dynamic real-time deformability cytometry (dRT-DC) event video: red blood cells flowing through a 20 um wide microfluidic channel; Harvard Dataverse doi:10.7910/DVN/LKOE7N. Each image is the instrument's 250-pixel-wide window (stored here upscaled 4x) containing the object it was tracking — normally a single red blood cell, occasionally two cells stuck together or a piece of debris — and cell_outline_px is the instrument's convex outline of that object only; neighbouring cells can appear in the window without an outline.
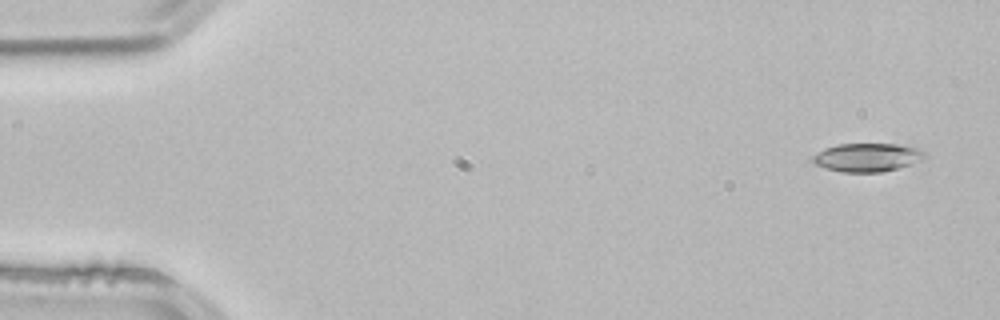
{"species": "common noctule bat (a hibernating species)", "species_latin": "Nyctalus noctula", "temperature_condition": "room temperature", "stored_images_in_passage": 3, "camera_frame_rate_fps": 3000, "um_per_image_px": 0.085, "animal": {"sex": "male", "body_mass_g": 21.5, "forearm_length_mm": 52.0}, "frame": {"image": 1, "passage_image": 1, "time_ms": 0.0, "image_size_px": [1000, 320], "cell_outline_px": [[924, 160], [896, 168], [880, 172], [840, 172], [816, 164], [812, 160], [812, 156], [816, 152], [824, 148], [836, 144], [896, 144], [920, 148], [924, 152]], "centroid_in_image_um": [73.71, 13.36], "position_along_channel_um": 11.3, "area_um2": 18.5}}
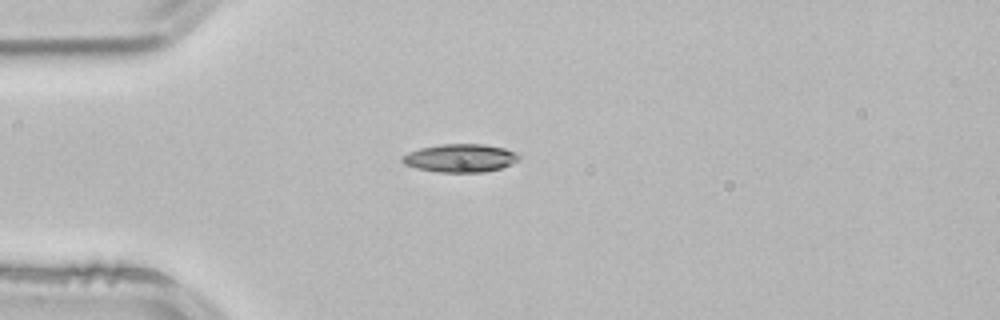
{"frame": {"image": 2, "passage_image": 3, "time_ms": 0.667, "image_size_px": [1000, 320], "cell_outline_px": [[520, 156], [512, 164], [500, 168], [484, 172], [436, 172], [416, 168], [404, 164], [400, 160], [400, 156], [408, 152], [420, 148], [440, 144], [484, 144], [504, 148], [516, 152]], "centroid_in_image_um": [39.08, 13.43], "position_along_channel_um": 45.9, "area_um2": 19.25}}